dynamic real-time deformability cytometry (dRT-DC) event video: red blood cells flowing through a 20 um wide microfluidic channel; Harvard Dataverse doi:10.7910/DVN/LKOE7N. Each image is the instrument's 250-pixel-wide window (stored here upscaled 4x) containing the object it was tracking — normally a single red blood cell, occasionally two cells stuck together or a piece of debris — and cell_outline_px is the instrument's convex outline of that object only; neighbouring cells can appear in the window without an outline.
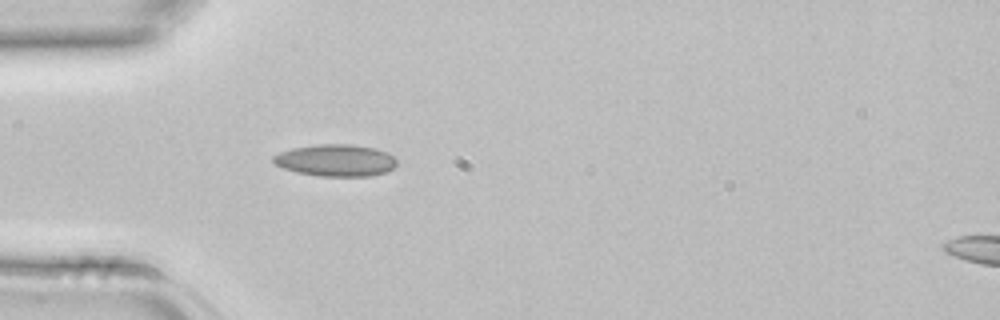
{"species": "common noctule bat (a hibernating species)", "species_latin": "Nyctalus noctula", "temperature_condition": "room temperature", "stored_images_in_passage": 5, "camera_frame_rate_fps": 3000, "um_per_image_px": 0.085, "animal": {"sex": "female", "body_mass_g": 22.7, "forearm_length_mm": 54.2}, "frame": {"image": 1, "passage_image": 5, "time_ms": 1.333, "image_size_px": [1000, 320], "cell_outline_px": [[396, 164], [388, 172], [372, 176], [320, 176], [296, 172], [284, 168], [276, 164], [272, 160], [272, 156], [280, 152], [292, 148], [316, 144], [348, 144], [376, 148], [388, 152], [396, 160]], "centroid_in_image_um": [28.55, 13.63], "position_along_channel_um": 56.5, "area_um2": 23.06}}